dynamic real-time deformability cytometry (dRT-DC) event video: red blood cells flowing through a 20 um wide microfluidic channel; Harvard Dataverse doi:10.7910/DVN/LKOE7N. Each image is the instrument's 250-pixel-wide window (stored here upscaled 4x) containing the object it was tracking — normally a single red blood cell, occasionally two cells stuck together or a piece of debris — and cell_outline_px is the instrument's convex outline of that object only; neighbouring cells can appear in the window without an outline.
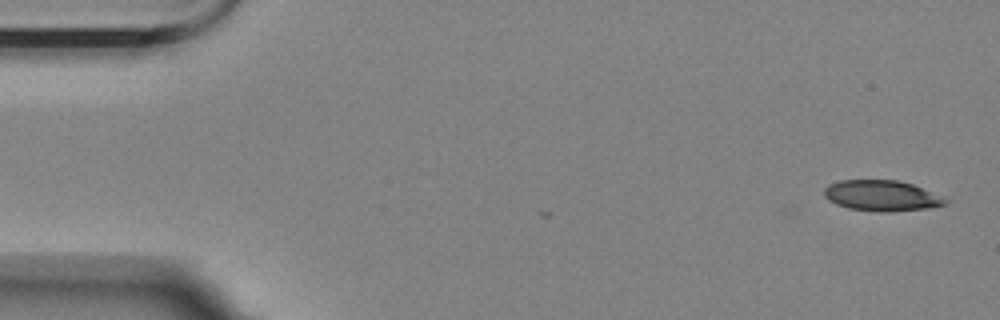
{"species": "Egyptian fruit bat (a non-hibernating species)", "species_latin": "Rousettus aegyptiacus", "temperature_condition": "room temperature", "stored_images_in_passage": 3, "camera_frame_rate_fps": 3000, "um_per_image_px": 0.085, "animal": {"sex": "female"}, "frame": {"image": 1, "passage_image": 1, "time_ms": 0.0, "image_size_px": [1000, 320], "cell_outline_px": [[948, 204], [928, 208], [888, 212], [876, 212], [848, 208], [836, 204], [828, 200], [824, 196], [824, 188], [828, 184], [840, 180], [900, 180], [912, 184], [940, 196], [948, 200]], "centroid_in_image_um": [74.91, 16.63], "position_along_channel_um": 10.1, "area_um2": 21.73}}